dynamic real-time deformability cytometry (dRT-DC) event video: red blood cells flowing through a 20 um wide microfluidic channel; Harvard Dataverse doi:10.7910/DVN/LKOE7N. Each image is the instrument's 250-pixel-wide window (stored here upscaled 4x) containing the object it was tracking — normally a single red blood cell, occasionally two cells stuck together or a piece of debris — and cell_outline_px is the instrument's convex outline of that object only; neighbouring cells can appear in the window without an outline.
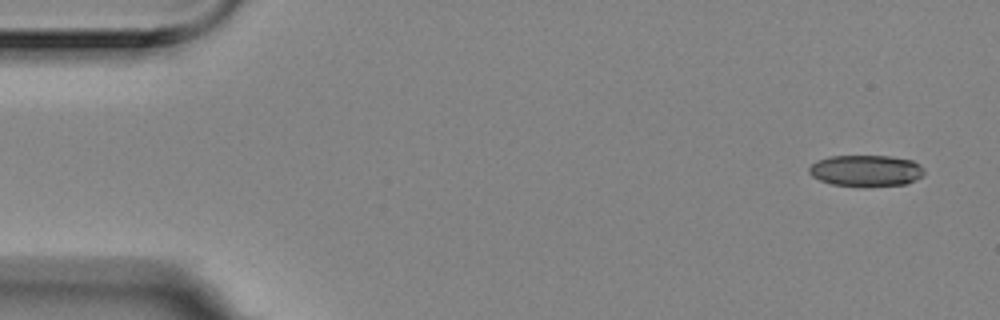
{"species": "Egyptian fruit bat (a non-hibernating species)", "species_latin": "Rousettus aegyptiacus", "temperature_condition": "room temperature", "stored_images_in_passage": 3, "camera_frame_rate_fps": 3000, "um_per_image_px": 0.085, "animal": {"sex": "female"}, "frame": {"image": 1, "passage_image": 1, "time_ms": 0.0, "image_size_px": [1000, 320], "cell_outline_px": [[924, 176], [916, 180], [904, 184], [864, 188], [832, 184], [820, 180], [812, 176], [808, 172], [808, 168], [816, 160], [828, 156], [892, 156], [912, 160], [920, 164], [924, 168]], "centroid_in_image_um": [73.62, 14.52], "position_along_channel_um": 11.4, "area_um2": 21.62}}